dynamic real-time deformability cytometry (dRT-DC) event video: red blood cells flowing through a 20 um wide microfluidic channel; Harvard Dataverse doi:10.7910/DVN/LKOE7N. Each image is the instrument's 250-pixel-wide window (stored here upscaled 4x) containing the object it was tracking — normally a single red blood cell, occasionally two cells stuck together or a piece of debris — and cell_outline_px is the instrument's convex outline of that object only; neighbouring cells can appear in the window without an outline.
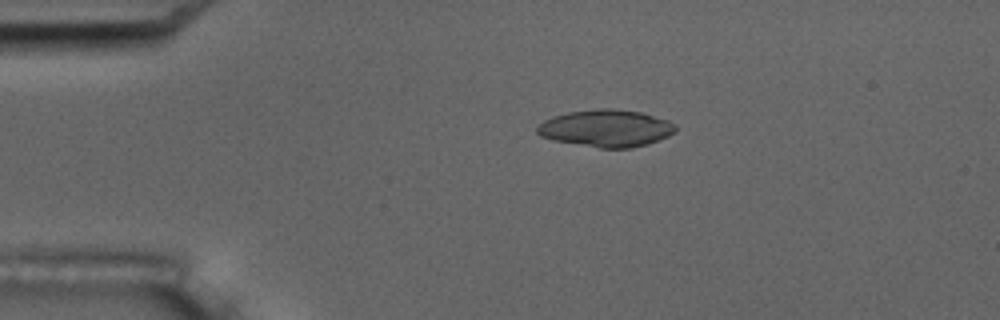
{"species": "common noctule bat (a hibernating species)", "species_latin": "Nyctalus noctula", "temperature_condition": "room temperature", "stored_images_in_passage": 6, "camera_frame_rate_fps": 3000, "um_per_image_px": 0.085, "animal": {"sex": "male", "body_mass_g": 17.5, "forearm_length_mm": 52.3}, "frame": {"image": 1, "passage_image": 4, "time_ms": 3.333, "image_size_px": [1000, 320], "cell_outline_px": [[676, 132], [668, 136], [648, 144], [632, 148], [600, 148], [552, 140], [540, 136], [536, 132], [536, 128], [544, 120], [568, 112], [596, 108], [612, 108], [640, 112], [668, 120], [676, 124]], "centroid_in_image_um": [51.53, 10.9], "position_along_channel_um": 33.5, "area_um2": 30.06}}